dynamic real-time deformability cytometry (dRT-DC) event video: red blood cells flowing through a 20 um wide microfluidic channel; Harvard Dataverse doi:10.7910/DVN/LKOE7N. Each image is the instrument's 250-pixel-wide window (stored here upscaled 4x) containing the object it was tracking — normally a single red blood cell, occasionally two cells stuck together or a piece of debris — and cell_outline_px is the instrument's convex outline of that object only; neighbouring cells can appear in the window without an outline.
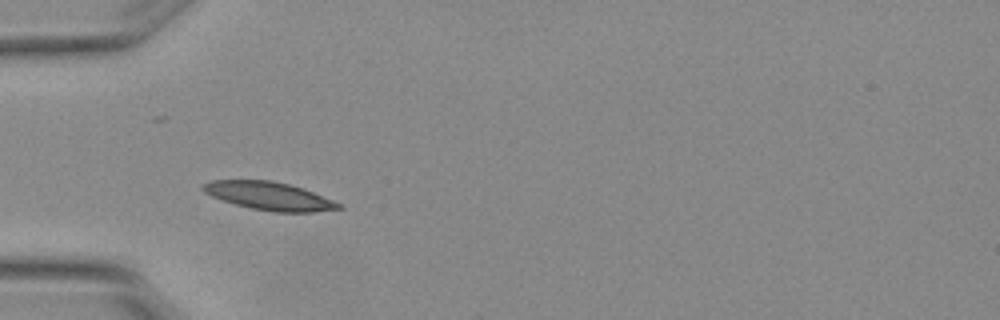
{"species": "Egyptian fruit bat (a non-hibernating species)", "species_latin": "Rousettus aegyptiacus", "temperature_condition": "warm", "stored_images_in_passage": 6, "camera_frame_rate_fps": 3000, "um_per_image_px": 0.085, "animal": {"sex": "female"}, "frame": {"image": 1, "passage_image": 3, "time_ms": 0.667, "image_size_px": [1000, 320], "cell_outline_px": [[344, 208], [312, 212], [272, 212], [252, 208], [236, 204], [212, 196], [204, 192], [200, 188], [200, 184], [212, 180], [272, 180], [304, 188], [344, 204]], "centroid_in_image_um": [22.91, 16.65], "position_along_channel_um": 62.1, "area_um2": 22.37}}
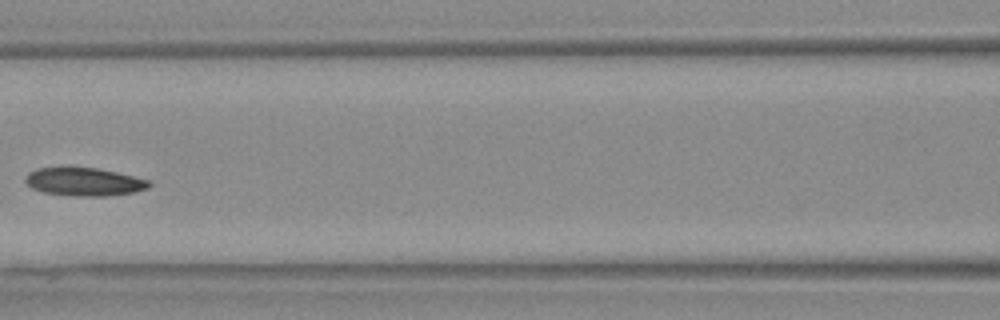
{"frame": {"image": 2, "passage_image": 5, "time_ms": 1.333, "image_size_px": [1000, 320], "cell_outline_px": [[152, 184], [148, 188], [136, 192], [104, 196], [72, 196], [44, 192], [32, 188], [24, 180], [24, 176], [28, 172], [36, 168], [96, 168], [116, 172], [152, 180]], "centroid_in_image_um": [7.18, 15.46], "position_along_channel_um": 159.4, "area_um2": 20.35}}
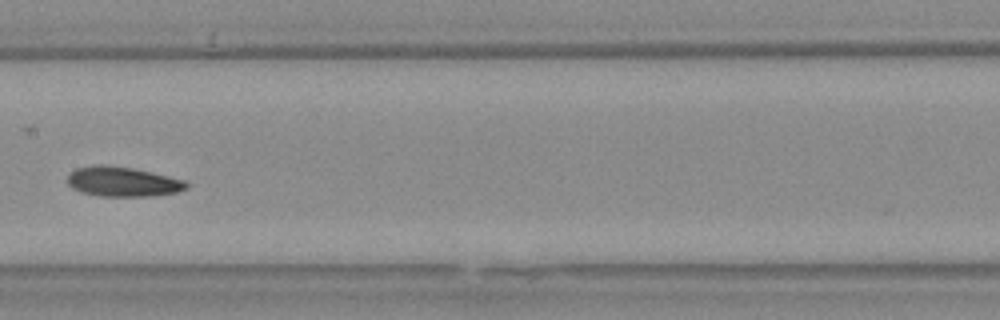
{"frame": {"image": 3, "passage_image": 6, "time_ms": 1.667, "image_size_px": [1000, 320], "cell_outline_px": [[188, 188], [176, 192], [152, 196], [100, 196], [80, 192], [72, 188], [68, 184], [68, 176], [76, 168], [96, 164], [100, 164], [132, 168], [152, 172], [188, 180]], "centroid_in_image_um": [10.46, 15.44], "position_along_channel_um": 196.9, "area_um2": 20.75}}